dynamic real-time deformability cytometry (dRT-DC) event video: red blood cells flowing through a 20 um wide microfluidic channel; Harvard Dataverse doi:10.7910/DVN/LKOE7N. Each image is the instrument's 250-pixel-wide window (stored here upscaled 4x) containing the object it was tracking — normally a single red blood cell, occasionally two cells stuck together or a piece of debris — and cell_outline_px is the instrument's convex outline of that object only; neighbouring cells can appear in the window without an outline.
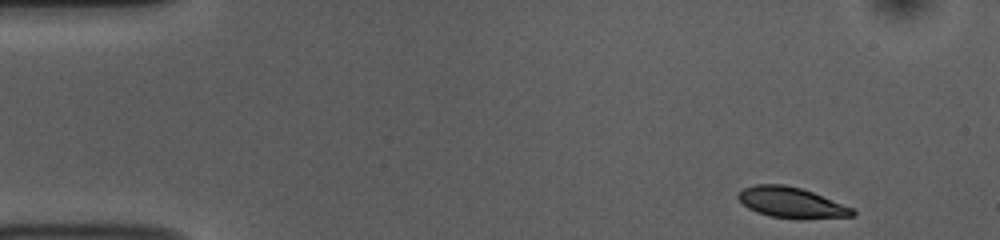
{"species": "common noctule bat (a hibernating species)", "species_latin": "Nyctalus noctula", "temperature_condition": "room temperature", "stored_images_in_passage": 49, "camera_frame_rate_fps": 3000, "um_per_image_px": 0.085, "animal": {"sex": "female", "body_mass_g": 10.0, "forearm_length_mm": 53.1}, "frame": {"image": 1, "passage_image": 1, "time_ms": 0.0, "image_size_px": [1000, 240], "cell_outline_px": [[856, 216], [772, 216], [756, 212], [748, 208], [736, 196], [744, 188], [756, 184], [784, 184], [800, 188], [812, 192], [852, 208], [856, 212]], "centroid_in_image_um": [67.19, 17.16], "position_along_channel_um": 17.8, "area_um2": 19.19}}
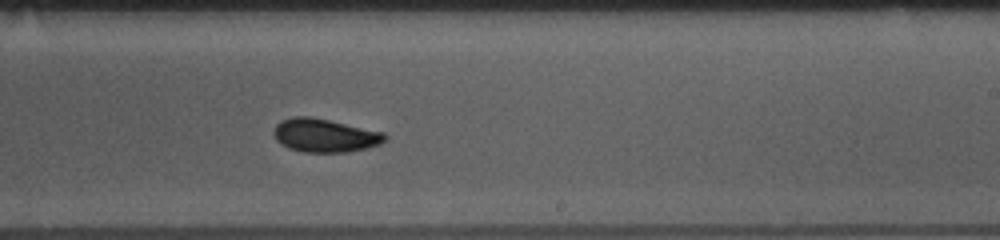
{"frame": {"image": 2, "passage_image": 28, "time_ms": 9.0, "image_size_px": [1000, 240], "cell_outline_px": [[388, 140], [380, 144], [368, 148], [344, 152], [304, 152], [288, 148], [280, 144], [276, 140], [272, 132], [276, 124], [280, 120], [296, 116], [308, 116], [328, 120], [384, 132], [388, 136]], "centroid_in_image_um": [27.6, 11.51], "position_along_channel_um": 261.4, "area_um2": 21.79}}
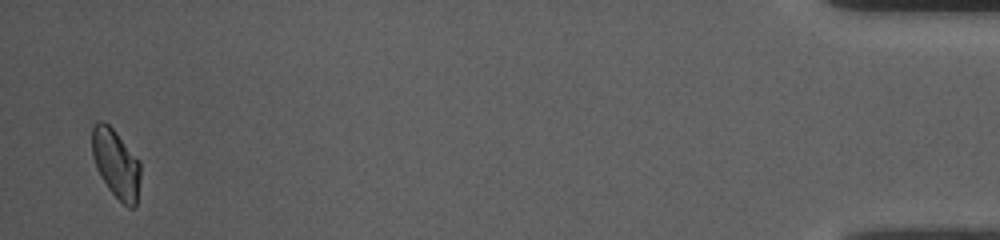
{"frame": {"image": 3, "passage_image": 48, "time_ms": 15.667, "image_size_px": [1000, 240], "cell_outline_px": [[140, 176], [136, 208], [128, 208], [108, 188], [100, 176], [96, 168], [92, 156], [92, 124], [100, 120], [104, 120], [116, 132], [140, 160]], "centroid_in_image_um": [9.85, 13.89], "position_along_channel_um": 425.3, "area_um2": 19.59}, "authors_computed_cell_mechanics": {"area_um2": 20.808, "velocity_mm_per_s": 3.7461, "shape_relaxation_time_tau1_ms": 2.92, "shape_relaxation_time_tau2_ms": 4.6294, "deformation_change_tau1": 0.1195, "deformation_change_tau2": 0.0659}}